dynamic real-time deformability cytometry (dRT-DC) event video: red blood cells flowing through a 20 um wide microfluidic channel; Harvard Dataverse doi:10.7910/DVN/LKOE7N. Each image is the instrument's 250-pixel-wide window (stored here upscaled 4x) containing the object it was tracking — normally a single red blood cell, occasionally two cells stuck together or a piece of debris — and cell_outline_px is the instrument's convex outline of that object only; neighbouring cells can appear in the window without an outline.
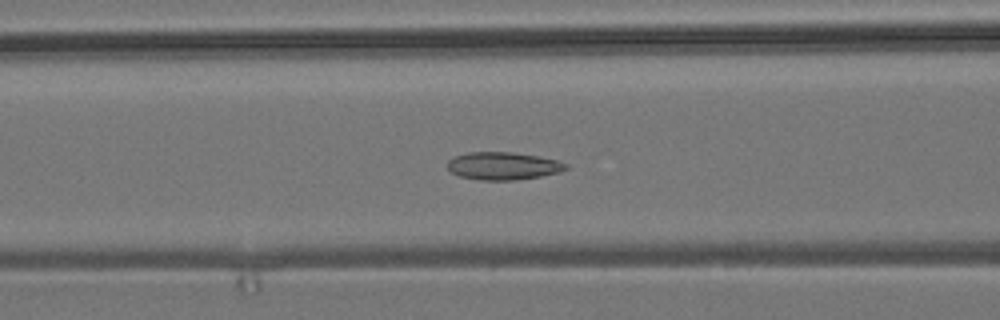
{"species": "common noctule bat (a hibernating species)", "species_latin": "Nyctalus noctula", "temperature_condition": "room temperature", "stored_images_in_passage": 48, "camera_frame_rate_fps": 3000, "um_per_image_px": 0.085, "animal": {"sex": "male", "body_mass_g": 19.2, "forearm_length_mm": 51.8}, "frame": {"image": 1, "passage_image": 21, "time_ms": 6.667, "image_size_px": [1000, 320], "cell_outline_px": [[568, 168], [560, 172], [540, 176], [512, 180], [480, 180], [460, 176], [452, 172], [448, 168], [448, 160], [456, 156], [468, 152], [512, 152], [536, 156], [556, 160], [568, 164]], "centroid_in_image_um": [42.77, 14.1], "position_along_channel_um": 123.8, "area_um2": 18.9}}
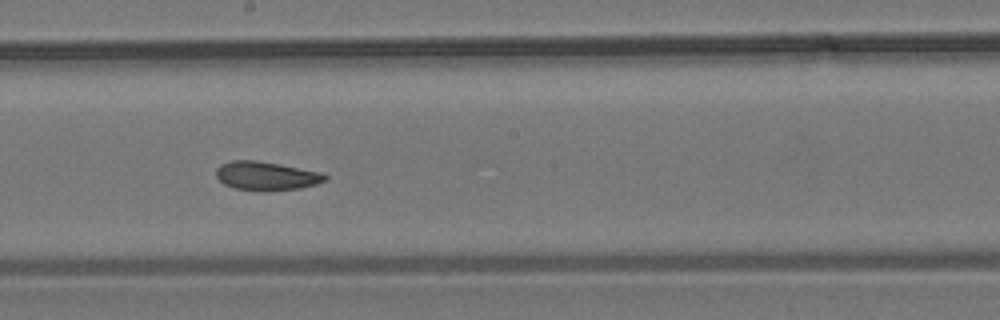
{"frame": {"image": 2, "passage_image": 29, "time_ms": 9.333, "image_size_px": [1000, 320], "cell_outline_px": [[328, 180], [316, 184], [300, 188], [268, 192], [260, 192], [236, 188], [224, 184], [216, 176], [216, 168], [220, 164], [232, 160], [256, 160], [280, 164], [320, 172], [328, 176]], "centroid_in_image_um": [22.63, 14.96], "position_along_channel_um": 225.6, "area_um2": 18.5}}
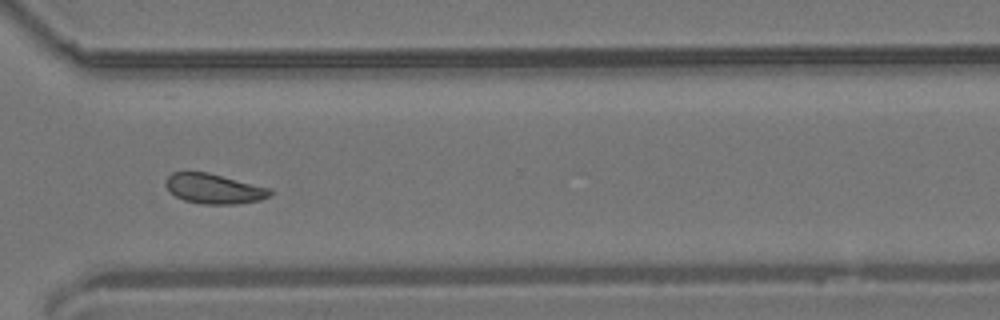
{"frame": {"image": 3, "passage_image": 39, "time_ms": 12.667, "image_size_px": [1000, 320], "cell_outline_px": [[272, 196], [260, 200], [236, 204], [204, 204], [184, 200], [168, 192], [164, 184], [164, 180], [172, 172], [208, 172], [272, 188]], "centroid_in_image_um": [18.19, 16.04], "position_along_channel_um": 352.4, "area_um2": 18.5}}